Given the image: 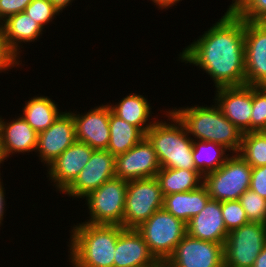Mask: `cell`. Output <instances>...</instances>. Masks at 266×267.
I'll return each instance as SVG.
<instances>
[{
	"mask_svg": "<svg viewBox=\"0 0 266 267\" xmlns=\"http://www.w3.org/2000/svg\"><path fill=\"white\" fill-rule=\"evenodd\" d=\"M162 267H224V245L186 234Z\"/></svg>",
	"mask_w": 266,
	"mask_h": 267,
	"instance_id": "30bf717a",
	"label": "cell"
},
{
	"mask_svg": "<svg viewBox=\"0 0 266 267\" xmlns=\"http://www.w3.org/2000/svg\"><path fill=\"white\" fill-rule=\"evenodd\" d=\"M136 229L143 236L151 254L162 266L187 234V224L164 208L157 210Z\"/></svg>",
	"mask_w": 266,
	"mask_h": 267,
	"instance_id": "5b68a950",
	"label": "cell"
},
{
	"mask_svg": "<svg viewBox=\"0 0 266 267\" xmlns=\"http://www.w3.org/2000/svg\"><path fill=\"white\" fill-rule=\"evenodd\" d=\"M21 63L22 60H19V57L8 46L3 28L0 24V73L7 72L20 65L22 66Z\"/></svg>",
	"mask_w": 266,
	"mask_h": 267,
	"instance_id": "836d02e7",
	"label": "cell"
},
{
	"mask_svg": "<svg viewBox=\"0 0 266 267\" xmlns=\"http://www.w3.org/2000/svg\"><path fill=\"white\" fill-rule=\"evenodd\" d=\"M266 245V224L249 222L228 232L224 267H252Z\"/></svg>",
	"mask_w": 266,
	"mask_h": 267,
	"instance_id": "9c48e42d",
	"label": "cell"
},
{
	"mask_svg": "<svg viewBox=\"0 0 266 267\" xmlns=\"http://www.w3.org/2000/svg\"><path fill=\"white\" fill-rule=\"evenodd\" d=\"M115 176V156L107 150H94L75 181L62 193L74 198L86 197Z\"/></svg>",
	"mask_w": 266,
	"mask_h": 267,
	"instance_id": "8fae6325",
	"label": "cell"
},
{
	"mask_svg": "<svg viewBox=\"0 0 266 267\" xmlns=\"http://www.w3.org/2000/svg\"><path fill=\"white\" fill-rule=\"evenodd\" d=\"M4 35L10 49L19 57L22 43L30 44L40 39L44 28L23 11L8 17L1 23Z\"/></svg>",
	"mask_w": 266,
	"mask_h": 267,
	"instance_id": "44dd1931",
	"label": "cell"
},
{
	"mask_svg": "<svg viewBox=\"0 0 266 267\" xmlns=\"http://www.w3.org/2000/svg\"><path fill=\"white\" fill-rule=\"evenodd\" d=\"M163 196L192 191L203 184L198 170L160 168L157 175Z\"/></svg>",
	"mask_w": 266,
	"mask_h": 267,
	"instance_id": "d4e9b609",
	"label": "cell"
},
{
	"mask_svg": "<svg viewBox=\"0 0 266 267\" xmlns=\"http://www.w3.org/2000/svg\"><path fill=\"white\" fill-rule=\"evenodd\" d=\"M249 222L266 224V199L248 189L239 198Z\"/></svg>",
	"mask_w": 266,
	"mask_h": 267,
	"instance_id": "f1b7e54d",
	"label": "cell"
},
{
	"mask_svg": "<svg viewBox=\"0 0 266 267\" xmlns=\"http://www.w3.org/2000/svg\"><path fill=\"white\" fill-rule=\"evenodd\" d=\"M113 267H162L149 251L141 233L124 228L116 242Z\"/></svg>",
	"mask_w": 266,
	"mask_h": 267,
	"instance_id": "ac0fdd59",
	"label": "cell"
},
{
	"mask_svg": "<svg viewBox=\"0 0 266 267\" xmlns=\"http://www.w3.org/2000/svg\"><path fill=\"white\" fill-rule=\"evenodd\" d=\"M58 105L48 96H34L25 101L22 118L38 134L49 128L61 115ZM23 114V115H22Z\"/></svg>",
	"mask_w": 266,
	"mask_h": 267,
	"instance_id": "cb8c5ba5",
	"label": "cell"
},
{
	"mask_svg": "<svg viewBox=\"0 0 266 267\" xmlns=\"http://www.w3.org/2000/svg\"><path fill=\"white\" fill-rule=\"evenodd\" d=\"M94 149L86 143L75 141L47 167V178L57 192L63 193L86 166Z\"/></svg>",
	"mask_w": 266,
	"mask_h": 267,
	"instance_id": "2e32d148",
	"label": "cell"
},
{
	"mask_svg": "<svg viewBox=\"0 0 266 267\" xmlns=\"http://www.w3.org/2000/svg\"><path fill=\"white\" fill-rule=\"evenodd\" d=\"M243 0H232V4L229 5L227 11H233Z\"/></svg>",
	"mask_w": 266,
	"mask_h": 267,
	"instance_id": "60d3db41",
	"label": "cell"
},
{
	"mask_svg": "<svg viewBox=\"0 0 266 267\" xmlns=\"http://www.w3.org/2000/svg\"><path fill=\"white\" fill-rule=\"evenodd\" d=\"M32 0H0V24L8 17L25 11Z\"/></svg>",
	"mask_w": 266,
	"mask_h": 267,
	"instance_id": "e575fe53",
	"label": "cell"
},
{
	"mask_svg": "<svg viewBox=\"0 0 266 267\" xmlns=\"http://www.w3.org/2000/svg\"><path fill=\"white\" fill-rule=\"evenodd\" d=\"M221 211L228 232L249 223L239 200L221 202Z\"/></svg>",
	"mask_w": 266,
	"mask_h": 267,
	"instance_id": "4dcf8cb0",
	"label": "cell"
},
{
	"mask_svg": "<svg viewBox=\"0 0 266 267\" xmlns=\"http://www.w3.org/2000/svg\"><path fill=\"white\" fill-rule=\"evenodd\" d=\"M164 115L168 117L167 123L158 119L145 133L161 168L197 170L193 160V139L170 109Z\"/></svg>",
	"mask_w": 266,
	"mask_h": 267,
	"instance_id": "277c9868",
	"label": "cell"
},
{
	"mask_svg": "<svg viewBox=\"0 0 266 267\" xmlns=\"http://www.w3.org/2000/svg\"><path fill=\"white\" fill-rule=\"evenodd\" d=\"M216 103L223 115L244 134L251 132L252 86L219 87L215 90Z\"/></svg>",
	"mask_w": 266,
	"mask_h": 267,
	"instance_id": "5bb4252c",
	"label": "cell"
},
{
	"mask_svg": "<svg viewBox=\"0 0 266 267\" xmlns=\"http://www.w3.org/2000/svg\"><path fill=\"white\" fill-rule=\"evenodd\" d=\"M256 23L266 31V15L261 17Z\"/></svg>",
	"mask_w": 266,
	"mask_h": 267,
	"instance_id": "b9f144b4",
	"label": "cell"
},
{
	"mask_svg": "<svg viewBox=\"0 0 266 267\" xmlns=\"http://www.w3.org/2000/svg\"><path fill=\"white\" fill-rule=\"evenodd\" d=\"M109 127L110 140L107 151L115 157L126 153L145 137V134L138 127L116 116L111 108Z\"/></svg>",
	"mask_w": 266,
	"mask_h": 267,
	"instance_id": "484cf974",
	"label": "cell"
},
{
	"mask_svg": "<svg viewBox=\"0 0 266 267\" xmlns=\"http://www.w3.org/2000/svg\"><path fill=\"white\" fill-rule=\"evenodd\" d=\"M228 151L230 152L229 149L218 143L193 140V160L195 168L203 176L219 169L231 156Z\"/></svg>",
	"mask_w": 266,
	"mask_h": 267,
	"instance_id": "4316f807",
	"label": "cell"
},
{
	"mask_svg": "<svg viewBox=\"0 0 266 267\" xmlns=\"http://www.w3.org/2000/svg\"><path fill=\"white\" fill-rule=\"evenodd\" d=\"M164 196L156 177L128 181L123 228H138L163 208Z\"/></svg>",
	"mask_w": 266,
	"mask_h": 267,
	"instance_id": "ba28073f",
	"label": "cell"
},
{
	"mask_svg": "<svg viewBox=\"0 0 266 267\" xmlns=\"http://www.w3.org/2000/svg\"><path fill=\"white\" fill-rule=\"evenodd\" d=\"M160 168L157 154L146 137L115 157V176L127 181L156 177Z\"/></svg>",
	"mask_w": 266,
	"mask_h": 267,
	"instance_id": "7c38bea8",
	"label": "cell"
},
{
	"mask_svg": "<svg viewBox=\"0 0 266 267\" xmlns=\"http://www.w3.org/2000/svg\"><path fill=\"white\" fill-rule=\"evenodd\" d=\"M266 130V86H252L251 132Z\"/></svg>",
	"mask_w": 266,
	"mask_h": 267,
	"instance_id": "f546056e",
	"label": "cell"
},
{
	"mask_svg": "<svg viewBox=\"0 0 266 267\" xmlns=\"http://www.w3.org/2000/svg\"><path fill=\"white\" fill-rule=\"evenodd\" d=\"M76 141L75 122L72 114L63 112L54 123L38 134L36 151L41 163L48 167Z\"/></svg>",
	"mask_w": 266,
	"mask_h": 267,
	"instance_id": "4fadbf2b",
	"label": "cell"
},
{
	"mask_svg": "<svg viewBox=\"0 0 266 267\" xmlns=\"http://www.w3.org/2000/svg\"><path fill=\"white\" fill-rule=\"evenodd\" d=\"M128 181L114 177L85 198L89 219L85 223L122 225Z\"/></svg>",
	"mask_w": 266,
	"mask_h": 267,
	"instance_id": "52a82bcc",
	"label": "cell"
},
{
	"mask_svg": "<svg viewBox=\"0 0 266 267\" xmlns=\"http://www.w3.org/2000/svg\"><path fill=\"white\" fill-rule=\"evenodd\" d=\"M75 122L76 140L86 143L94 150H107L110 140V105L100 104L84 114L72 112Z\"/></svg>",
	"mask_w": 266,
	"mask_h": 267,
	"instance_id": "9a60e30c",
	"label": "cell"
},
{
	"mask_svg": "<svg viewBox=\"0 0 266 267\" xmlns=\"http://www.w3.org/2000/svg\"><path fill=\"white\" fill-rule=\"evenodd\" d=\"M187 234L225 245L228 231L222 216L221 202L210 198L205 207L187 223Z\"/></svg>",
	"mask_w": 266,
	"mask_h": 267,
	"instance_id": "ffe728a7",
	"label": "cell"
},
{
	"mask_svg": "<svg viewBox=\"0 0 266 267\" xmlns=\"http://www.w3.org/2000/svg\"><path fill=\"white\" fill-rule=\"evenodd\" d=\"M252 267H266V245L256 258Z\"/></svg>",
	"mask_w": 266,
	"mask_h": 267,
	"instance_id": "ab89813d",
	"label": "cell"
},
{
	"mask_svg": "<svg viewBox=\"0 0 266 267\" xmlns=\"http://www.w3.org/2000/svg\"><path fill=\"white\" fill-rule=\"evenodd\" d=\"M251 174L252 167L238 153H232L219 169L203 176V184L211 199L239 200L250 189Z\"/></svg>",
	"mask_w": 266,
	"mask_h": 267,
	"instance_id": "8992f818",
	"label": "cell"
},
{
	"mask_svg": "<svg viewBox=\"0 0 266 267\" xmlns=\"http://www.w3.org/2000/svg\"><path fill=\"white\" fill-rule=\"evenodd\" d=\"M152 2H153V4L154 5H156V7H157V5H158V10L160 9H166V10H168V8H170V7H173L174 5H176L177 6V4L176 3H179L180 1H182V0H151Z\"/></svg>",
	"mask_w": 266,
	"mask_h": 267,
	"instance_id": "74e56055",
	"label": "cell"
},
{
	"mask_svg": "<svg viewBox=\"0 0 266 267\" xmlns=\"http://www.w3.org/2000/svg\"><path fill=\"white\" fill-rule=\"evenodd\" d=\"M4 162L3 158H2V155H1V152H0V165ZM1 168V166H0ZM1 170V169H0ZM1 172V171H0ZM0 176H1V173H0Z\"/></svg>",
	"mask_w": 266,
	"mask_h": 267,
	"instance_id": "7bdbcfd3",
	"label": "cell"
},
{
	"mask_svg": "<svg viewBox=\"0 0 266 267\" xmlns=\"http://www.w3.org/2000/svg\"><path fill=\"white\" fill-rule=\"evenodd\" d=\"M246 85L266 86V31L245 20Z\"/></svg>",
	"mask_w": 266,
	"mask_h": 267,
	"instance_id": "e0dca14e",
	"label": "cell"
},
{
	"mask_svg": "<svg viewBox=\"0 0 266 267\" xmlns=\"http://www.w3.org/2000/svg\"><path fill=\"white\" fill-rule=\"evenodd\" d=\"M1 177V176H0ZM3 180H1V178H0V227H1V225L3 224L2 222H3V217H4V214H5V206H6V199H5V188H4V186H3V182H2ZM1 229V228H0Z\"/></svg>",
	"mask_w": 266,
	"mask_h": 267,
	"instance_id": "8d00e7d4",
	"label": "cell"
},
{
	"mask_svg": "<svg viewBox=\"0 0 266 267\" xmlns=\"http://www.w3.org/2000/svg\"><path fill=\"white\" fill-rule=\"evenodd\" d=\"M210 196L204 184L188 192L164 196L163 208L186 224L206 205Z\"/></svg>",
	"mask_w": 266,
	"mask_h": 267,
	"instance_id": "603a6c76",
	"label": "cell"
},
{
	"mask_svg": "<svg viewBox=\"0 0 266 267\" xmlns=\"http://www.w3.org/2000/svg\"><path fill=\"white\" fill-rule=\"evenodd\" d=\"M233 11L243 20L257 22L266 15V0H243Z\"/></svg>",
	"mask_w": 266,
	"mask_h": 267,
	"instance_id": "d6a6232c",
	"label": "cell"
},
{
	"mask_svg": "<svg viewBox=\"0 0 266 267\" xmlns=\"http://www.w3.org/2000/svg\"><path fill=\"white\" fill-rule=\"evenodd\" d=\"M250 190L266 199V165L252 168Z\"/></svg>",
	"mask_w": 266,
	"mask_h": 267,
	"instance_id": "d590c367",
	"label": "cell"
},
{
	"mask_svg": "<svg viewBox=\"0 0 266 267\" xmlns=\"http://www.w3.org/2000/svg\"><path fill=\"white\" fill-rule=\"evenodd\" d=\"M123 229L120 225L74 224L68 242L69 262L73 267H113L116 242Z\"/></svg>",
	"mask_w": 266,
	"mask_h": 267,
	"instance_id": "7a4b0ae2",
	"label": "cell"
},
{
	"mask_svg": "<svg viewBox=\"0 0 266 267\" xmlns=\"http://www.w3.org/2000/svg\"><path fill=\"white\" fill-rule=\"evenodd\" d=\"M53 6L59 11V13L63 12V9L67 8V6L72 5L71 3L74 0H50ZM70 4V5H69Z\"/></svg>",
	"mask_w": 266,
	"mask_h": 267,
	"instance_id": "f35d334b",
	"label": "cell"
},
{
	"mask_svg": "<svg viewBox=\"0 0 266 267\" xmlns=\"http://www.w3.org/2000/svg\"><path fill=\"white\" fill-rule=\"evenodd\" d=\"M238 154L252 168L266 165V130L244 133Z\"/></svg>",
	"mask_w": 266,
	"mask_h": 267,
	"instance_id": "83f0119b",
	"label": "cell"
},
{
	"mask_svg": "<svg viewBox=\"0 0 266 267\" xmlns=\"http://www.w3.org/2000/svg\"><path fill=\"white\" fill-rule=\"evenodd\" d=\"M38 133L19 116L6 121L1 116L0 121V152L5 162L7 158L15 153L36 151ZM11 155V156H10Z\"/></svg>",
	"mask_w": 266,
	"mask_h": 267,
	"instance_id": "d6986e66",
	"label": "cell"
},
{
	"mask_svg": "<svg viewBox=\"0 0 266 267\" xmlns=\"http://www.w3.org/2000/svg\"><path fill=\"white\" fill-rule=\"evenodd\" d=\"M25 12L43 28L60 14L50 0H32L25 8Z\"/></svg>",
	"mask_w": 266,
	"mask_h": 267,
	"instance_id": "1f68e13d",
	"label": "cell"
},
{
	"mask_svg": "<svg viewBox=\"0 0 266 267\" xmlns=\"http://www.w3.org/2000/svg\"><path fill=\"white\" fill-rule=\"evenodd\" d=\"M178 108L170 111L183 123L193 140L218 143L229 149L230 153L240 151L243 134L223 115L216 103L210 107L198 104Z\"/></svg>",
	"mask_w": 266,
	"mask_h": 267,
	"instance_id": "3957f363",
	"label": "cell"
},
{
	"mask_svg": "<svg viewBox=\"0 0 266 267\" xmlns=\"http://www.w3.org/2000/svg\"><path fill=\"white\" fill-rule=\"evenodd\" d=\"M109 105L116 116L138 127L144 134L157 120V117L152 118L151 114L154 113L151 112L152 106H150L149 100L141 94L130 93L124 98L122 97L117 104L110 103Z\"/></svg>",
	"mask_w": 266,
	"mask_h": 267,
	"instance_id": "7402d4cb",
	"label": "cell"
},
{
	"mask_svg": "<svg viewBox=\"0 0 266 267\" xmlns=\"http://www.w3.org/2000/svg\"><path fill=\"white\" fill-rule=\"evenodd\" d=\"M178 56L181 62L207 73L215 88L246 85L245 20L226 11Z\"/></svg>",
	"mask_w": 266,
	"mask_h": 267,
	"instance_id": "6da1fadb",
	"label": "cell"
}]
</instances>
